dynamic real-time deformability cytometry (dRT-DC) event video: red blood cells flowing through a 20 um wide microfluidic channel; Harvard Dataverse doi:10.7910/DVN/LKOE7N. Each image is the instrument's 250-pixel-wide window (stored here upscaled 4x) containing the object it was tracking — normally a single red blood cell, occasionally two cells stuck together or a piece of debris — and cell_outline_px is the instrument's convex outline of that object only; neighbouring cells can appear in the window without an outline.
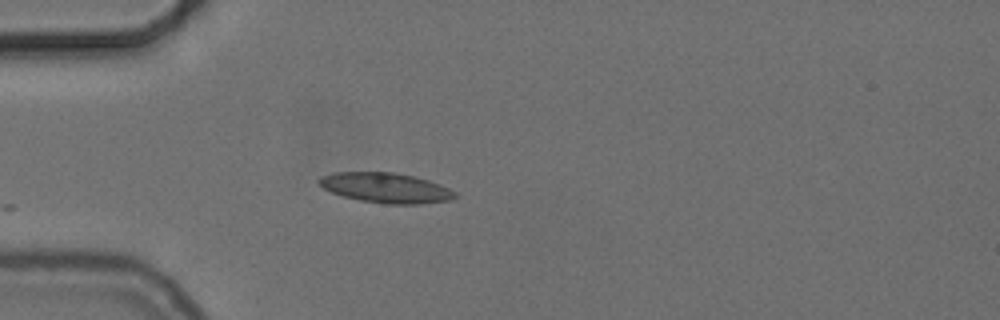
{"species": "common noctule bat (a hibernating species)", "species_latin": "Nyctalus noctula", "temperature_condition": "cold", "stored_images_in_passage": 14, "camera_frame_rate_fps": 3000, "um_per_image_px": 0.085, "animal": {"sex": "female", "body_mass_g": 24.6, "forearm_length_mm": 56.2}, "frame": {"image": 1, "passage_image": 1, "time_ms": 0.0, "image_size_px": [1000, 320], "cell_outline_px": [[460, 196], [452, 200], [420, 204], [384, 204], [360, 200], [344, 196], [332, 192], [324, 188], [316, 180], [320, 176], [332, 172], [392, 172], [412, 176], [428, 180], [440, 184], [456, 192]], "centroid_in_image_um": [32.82, 15.97], "position_along_channel_um": 52.2, "area_um2": 23.93}}
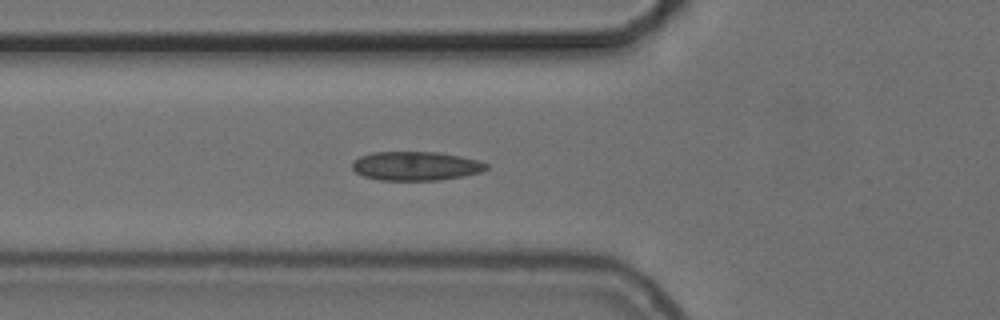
{"frame": {"image": 2, "passage_image": 5, "time_ms": 1.333, "image_size_px": [1000, 320], "cell_outline_px": [[488, 168], [480, 172], [464, 176], [436, 180], [380, 180], [364, 176], [356, 172], [352, 168], [352, 164], [360, 156], [372, 152], [436, 152], [460, 156], [480, 160], [488, 164]], "centroid_in_image_um": [35.36, 14.1], "position_along_channel_um": 90.4, "area_um2": 22.54}}
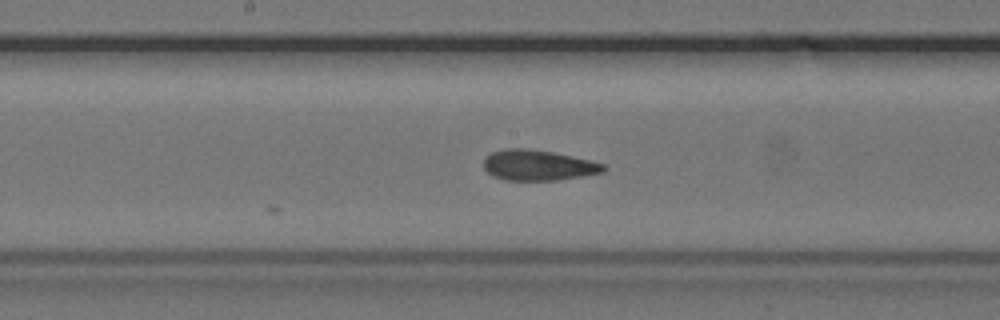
{"frame": {"image": 3, "passage_image": 14, "time_ms": 4.333, "image_size_px": [1000, 320], "cell_outline_px": [[608, 168], [604, 172], [556, 180], [504, 180], [492, 176], [484, 168], [484, 156], [492, 152], [504, 148], [528, 148], [552, 152], [572, 156], [604, 164]], "centroid_in_image_um": [45.7, 14.04], "position_along_channel_um": 202.5, "area_um2": 21.33}}